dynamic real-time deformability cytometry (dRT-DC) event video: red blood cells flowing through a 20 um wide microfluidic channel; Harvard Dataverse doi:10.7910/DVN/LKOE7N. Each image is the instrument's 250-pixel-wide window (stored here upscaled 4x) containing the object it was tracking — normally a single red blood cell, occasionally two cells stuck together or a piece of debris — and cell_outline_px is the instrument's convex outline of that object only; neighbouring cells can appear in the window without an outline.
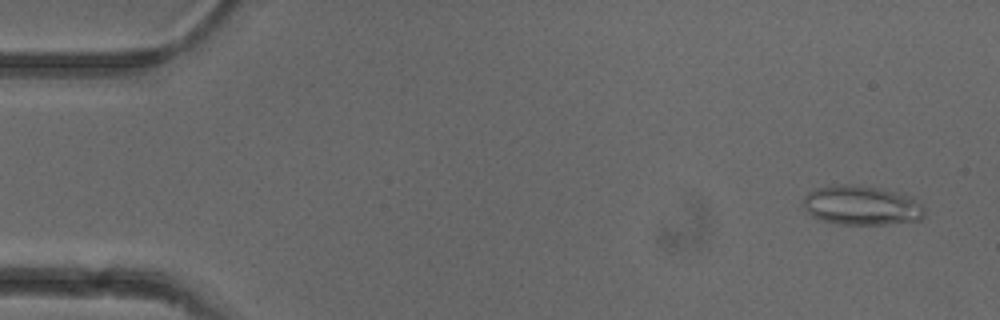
{"species": "common noctule bat (a hibernating species)", "species_latin": "Nyctalus noctula", "temperature_condition": "cold", "stored_images_in_passage": 51, "camera_frame_rate_fps": 3000, "um_per_image_px": 0.085, "animal": {"sex": "female"}, "frame": {"image": 1, "passage_image": 2, "time_ms": 0.333, "image_size_px": [1000, 320], "cell_outline_px": [[924, 216], [920, 220], [884, 224], [840, 224], [824, 220], [812, 216], [800, 204], [804, 196], [808, 192], [816, 188], [832, 184], [844, 184], [876, 188], [912, 196], [920, 200], [924, 208]], "centroid_in_image_um": [73.22, 17.45], "position_along_channel_um": 11.8, "area_um2": 27.92}}
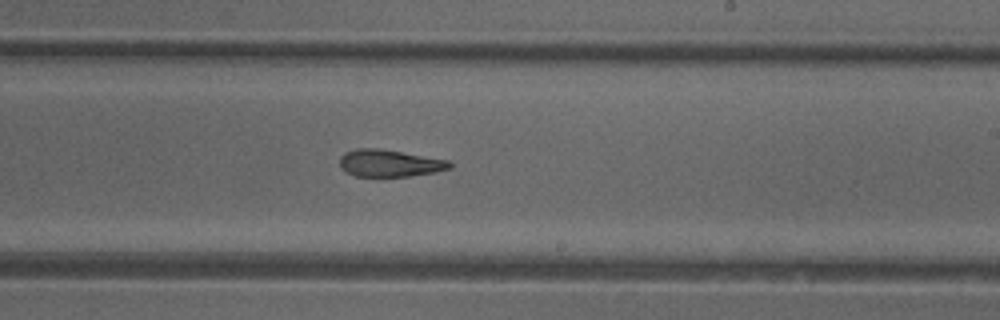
{"frame": {"image": 2, "passage_image": 30, "time_ms": 9.667, "image_size_px": [1000, 320], "cell_outline_px": [[452, 168], [436, 172], [408, 176], [356, 176], [340, 168], [340, 156], [344, 152], [356, 148], [380, 148], [448, 160], [452, 164]], "centroid_in_image_um": [33.11, 13.86], "position_along_channel_um": 255.9, "area_um2": 17.4}}
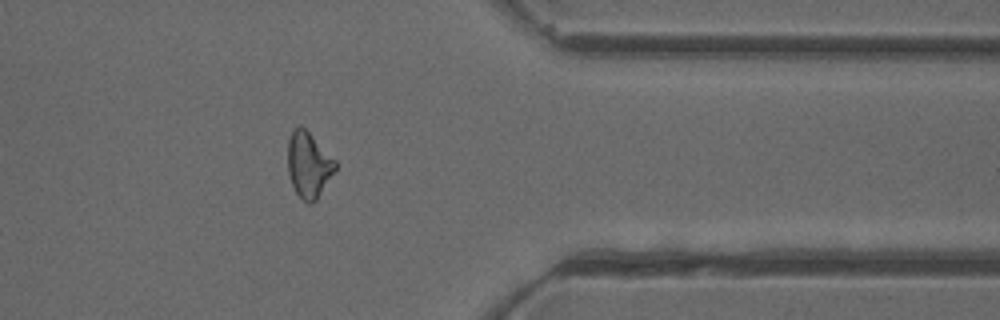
{"frame": {"image": 3, "passage_image": 41, "time_ms": 13.333, "image_size_px": [1000, 320], "cell_outline_px": [[336, 168], [316, 200], [312, 204], [308, 204], [296, 192], [292, 184], [288, 172], [288, 140], [292, 128], [300, 124], [336, 160]], "centroid_in_image_um": [26.21, 13.98], "position_along_channel_um": 385.2, "area_um2": 17.98}, "authors_computed_cell_mechanics": {"area_um2": 18.8428, "velocity_mm_per_s": 3.9298, "shape_relaxation_time_tau1_ms": null, "shape_relaxation_time_tau2_ms": 4.2992, "deformation_change_tau1": null, "deformation_change_tau2": 0.1426}}